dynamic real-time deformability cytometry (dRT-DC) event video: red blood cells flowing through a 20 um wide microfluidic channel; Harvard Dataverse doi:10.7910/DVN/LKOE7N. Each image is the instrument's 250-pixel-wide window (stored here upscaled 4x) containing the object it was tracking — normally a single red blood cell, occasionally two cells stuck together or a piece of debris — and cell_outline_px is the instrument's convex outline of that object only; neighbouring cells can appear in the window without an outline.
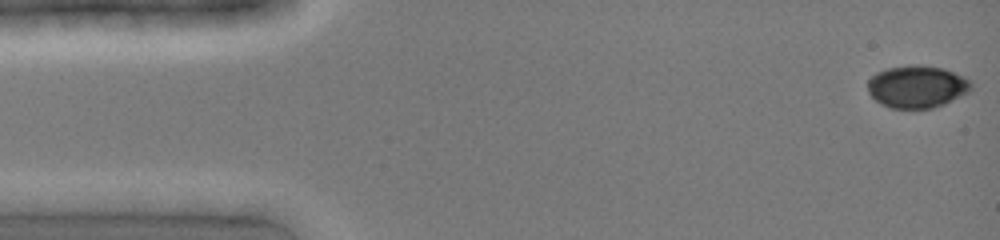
{"species": "common noctule bat (a hibernating species)", "species_latin": "Nyctalus noctula", "temperature_condition": "cold", "stored_images_in_passage": 2, "camera_frame_rate_fps": 3000, "um_per_image_px": 0.085, "animal": {"sex": "female", "body_mass_g": 19.0, "forearm_length_mm": 51.5}, "frame": {"image": 1, "passage_image": 1, "time_ms": 0.0, "image_size_px": [1000, 240], "cell_outline_px": [[972, 88], [968, 92], [944, 104], [932, 108], [888, 108], [880, 104], [868, 92], [868, 80], [876, 72], [888, 68], [916, 64], [920, 64], [944, 68], [964, 76], [972, 84]], "centroid_in_image_um": [77.94, 7.36], "position_along_channel_um": 7.1, "area_um2": 25.61}}